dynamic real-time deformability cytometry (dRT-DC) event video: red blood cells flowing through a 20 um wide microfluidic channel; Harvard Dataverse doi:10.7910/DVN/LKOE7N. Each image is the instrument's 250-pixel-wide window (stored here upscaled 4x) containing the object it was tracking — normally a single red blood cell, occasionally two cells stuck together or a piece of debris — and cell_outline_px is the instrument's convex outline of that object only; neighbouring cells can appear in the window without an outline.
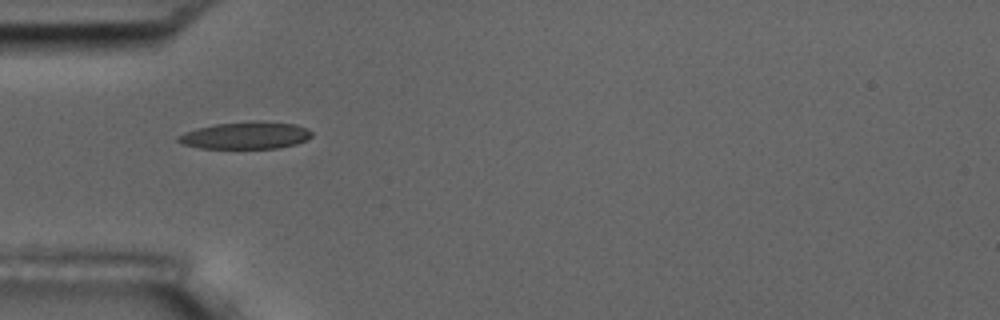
{"species": "common noctule bat (a hibernating species)", "species_latin": "Nyctalus noctula", "temperature_condition": "room temperature", "stored_images_in_passage": 11, "camera_frame_rate_fps": 3000, "um_per_image_px": 0.085, "animal": {"sex": "male", "body_mass_g": 17.5, "forearm_length_mm": 52.3}, "frame": {"image": 1, "passage_image": 1, "time_ms": 0.0, "image_size_px": [1000, 320], "cell_outline_px": [[312, 136], [296, 144], [276, 148], [200, 148], [184, 144], [176, 140], [176, 136], [184, 132], [196, 128], [216, 124], [252, 120], [260, 120], [296, 124], [308, 128], [312, 132]], "centroid_in_image_um": [20.88, 11.49], "position_along_channel_um": 64.1, "area_um2": 21.33}}
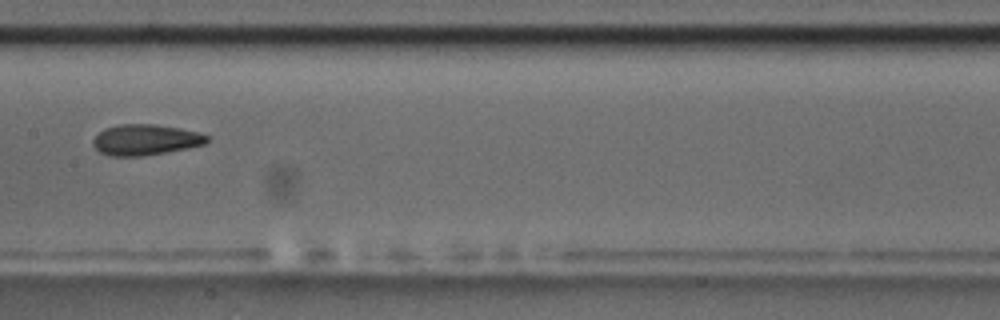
{"frame": {"image": 2, "passage_image": 4, "time_ms": 1.0, "image_size_px": [1000, 320], "cell_outline_px": [[208, 140], [204, 144], [188, 148], [144, 156], [112, 156], [100, 152], [92, 144], [92, 140], [104, 128], [120, 124], [152, 124], [180, 128], [196, 132], [208, 136]], "centroid_in_image_um": [12.34, 11.88], "position_along_channel_um": 195.1, "area_um2": 20.29}}
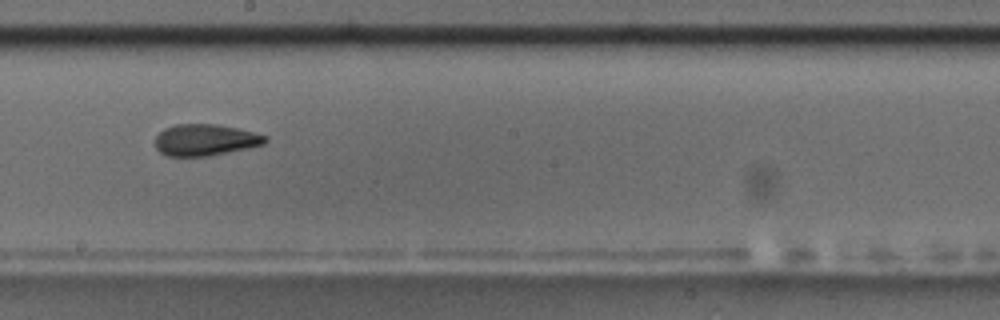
{"frame": {"image": 3, "passage_image": 5, "time_ms": 1.333, "image_size_px": [1000, 320], "cell_outline_px": [[268, 140], [264, 144], [248, 148], [208, 156], [164, 156], [156, 148], [156, 136], [164, 128], [176, 124], [216, 124], [240, 128], [268, 136]], "centroid_in_image_um": [17.46, 11.89], "position_along_channel_um": 230.7, "area_um2": 20.35}}